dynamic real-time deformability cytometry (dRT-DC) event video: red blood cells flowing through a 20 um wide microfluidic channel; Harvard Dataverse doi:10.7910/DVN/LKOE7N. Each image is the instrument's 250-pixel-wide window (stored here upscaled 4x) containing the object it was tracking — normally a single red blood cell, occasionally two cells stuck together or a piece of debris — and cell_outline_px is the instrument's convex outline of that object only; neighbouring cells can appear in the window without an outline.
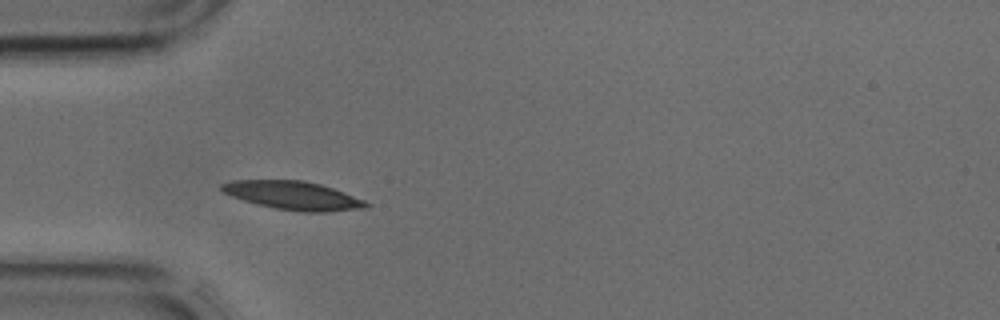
{"species": "common noctule bat (a hibernating species)", "species_latin": "Nyctalus noctula", "temperature_condition": "cold", "stored_images_in_passage": 3, "camera_frame_rate_fps": 3000, "um_per_image_px": 0.085, "animal": {"sex": "male", "body_mass_g": 17.9, "forearm_length_mm": 54.2}, "frame": {"image": 1, "passage_image": 1, "time_ms": 0.0, "image_size_px": [1000, 320], "cell_outline_px": [[372, 204], [368, 208], [328, 212], [300, 212], [276, 208], [256, 204], [232, 196], [224, 192], [220, 188], [220, 184], [232, 180], [304, 180], [320, 184], [344, 192], [364, 200]], "centroid_in_image_um": [24.95, 16.62], "position_along_channel_um": 60.0, "area_um2": 24.04}}